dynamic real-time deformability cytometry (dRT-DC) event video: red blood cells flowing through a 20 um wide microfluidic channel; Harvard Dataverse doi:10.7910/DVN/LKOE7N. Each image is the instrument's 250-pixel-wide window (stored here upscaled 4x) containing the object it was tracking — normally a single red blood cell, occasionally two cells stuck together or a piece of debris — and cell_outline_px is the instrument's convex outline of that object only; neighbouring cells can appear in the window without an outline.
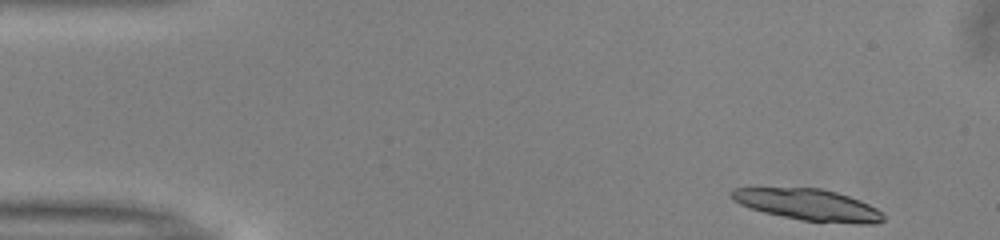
{"species": "common noctule bat (a hibernating species)", "species_latin": "Nyctalus noctula", "temperature_condition": "warm", "stored_images_in_passage": 22, "camera_frame_rate_fps": 3000, "um_per_image_px": 0.085, "animal": {"sex": "male", "body_mass_g": 13.0, "forearm_length_mm": 53.1}, "frame": {"image": 1, "passage_image": 1, "time_ms": 0.0, "image_size_px": [1000, 240], "cell_outline_px": [[884, 220], [876, 224], [860, 224], [800, 220], [764, 212], [748, 208], [732, 200], [728, 192], [732, 188], [820, 188], [836, 192], [860, 200], [876, 208], [884, 216]], "centroid_in_image_um": [68.67, 17.41], "position_along_channel_um": 16.3, "area_um2": 27.86}}